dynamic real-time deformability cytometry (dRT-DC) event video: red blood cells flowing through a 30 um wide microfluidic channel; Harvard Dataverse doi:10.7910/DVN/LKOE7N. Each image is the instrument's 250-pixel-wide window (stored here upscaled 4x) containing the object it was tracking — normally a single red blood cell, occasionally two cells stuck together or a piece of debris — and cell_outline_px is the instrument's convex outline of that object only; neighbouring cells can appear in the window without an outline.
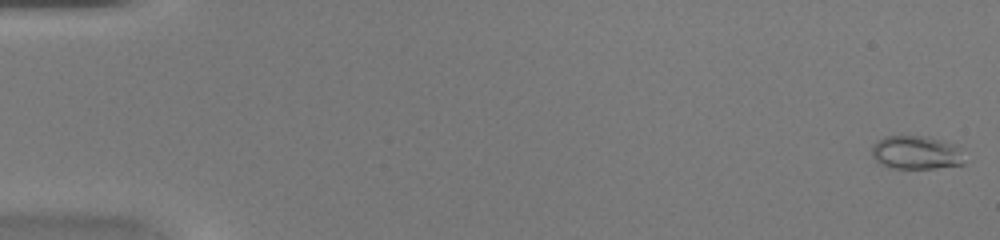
{"species": "common noctule bat (a hibernating species)", "species_latin": "Nyctalus noctula", "temperature_condition": "warm", "stored_images_in_passage": 49, "camera_frame_rate_fps": 3000, "um_per_image_px": 0.085, "animal": {"sex": "female", "body_mass_g": 20.0, "forearm_length_mm": 54.0}, "frame": {"image": 1, "passage_image": 1, "time_ms": 0.0, "image_size_px": [1000, 240], "cell_outline_px": [[964, 164], [936, 168], [888, 168], [880, 164], [872, 156], [872, 144], [876, 140], [884, 136], [928, 136], [960, 144], [964, 160]], "centroid_in_image_um": [77.9, 12.95], "position_along_channel_um": 7.1, "area_um2": 18.61}}
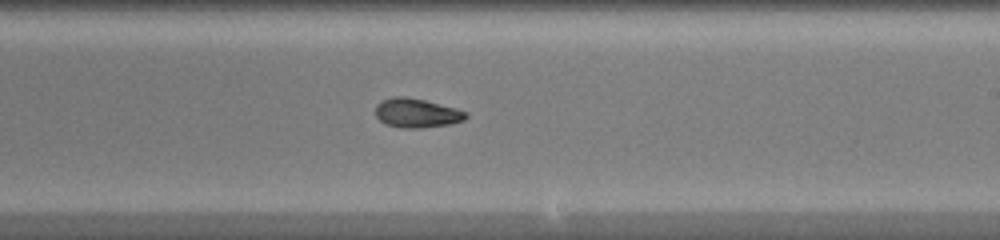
{"frame": {"image": 2, "passage_image": 30, "time_ms": 9.667, "image_size_px": [1000, 240], "cell_outline_px": [[468, 116], [464, 120], [448, 124], [420, 128], [400, 128], [384, 124], [376, 116], [376, 104], [380, 100], [396, 96], [404, 96], [424, 100], [456, 108], [468, 112]], "centroid_in_image_um": [35.4, 9.61], "position_along_channel_um": 253.6, "area_um2": 15.43}}
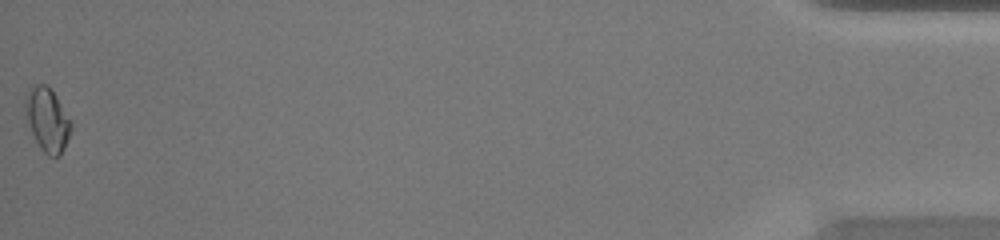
{"frame": {"image": 3, "passage_image": 49, "time_ms": 16.0, "image_size_px": [1000, 240], "cell_outline_px": [[72, 128], [64, 148], [60, 156], [48, 156], [40, 148], [32, 132], [24, 108], [24, 96], [36, 84], [48, 84], [72, 120]], "centroid_in_image_um": [4.04, 10.16], "position_along_channel_um": 431.2, "area_um2": 16.94}, "authors_computed_cell_mechanics": {"area_um2": 15.606, "velocity_mm_per_s": 4.3064, "shape_relaxation_time_tau1_ms": null, "shape_relaxation_time_tau2_ms": 4.3976, "deformation_change_tau1": null, "deformation_change_tau2": 0.0576}}